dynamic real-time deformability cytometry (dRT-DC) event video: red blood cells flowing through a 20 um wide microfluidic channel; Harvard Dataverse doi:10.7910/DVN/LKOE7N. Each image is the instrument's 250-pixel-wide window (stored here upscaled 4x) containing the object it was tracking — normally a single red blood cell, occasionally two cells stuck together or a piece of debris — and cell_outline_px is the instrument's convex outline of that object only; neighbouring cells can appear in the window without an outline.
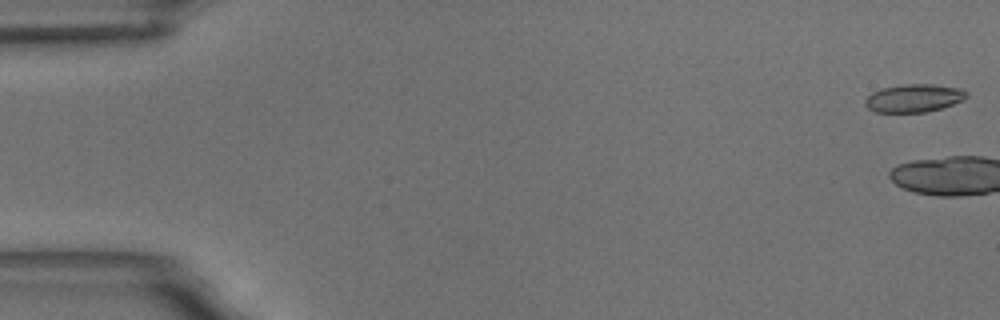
{"species": "common noctule bat (a hibernating species)", "species_latin": "Nyctalus noctula", "temperature_condition": "room temperature", "stored_images_in_passage": 4, "camera_frame_rate_fps": 3000, "um_per_image_px": 0.085, "animal": {"sex": "male", "body_mass_g": 18.8}, "frame": {"image": 1, "passage_image": 1, "time_ms": 0.0, "image_size_px": [1000, 320], "cell_outline_px": [[968, 96], [964, 100], [940, 108], [924, 112], [876, 112], [868, 108], [864, 104], [864, 100], [872, 92], [880, 88], [904, 84], [936, 84], [960, 88], [968, 92]], "centroid_in_image_um": [77.68, 8.33], "position_along_channel_um": 7.3, "area_um2": 16.65}}